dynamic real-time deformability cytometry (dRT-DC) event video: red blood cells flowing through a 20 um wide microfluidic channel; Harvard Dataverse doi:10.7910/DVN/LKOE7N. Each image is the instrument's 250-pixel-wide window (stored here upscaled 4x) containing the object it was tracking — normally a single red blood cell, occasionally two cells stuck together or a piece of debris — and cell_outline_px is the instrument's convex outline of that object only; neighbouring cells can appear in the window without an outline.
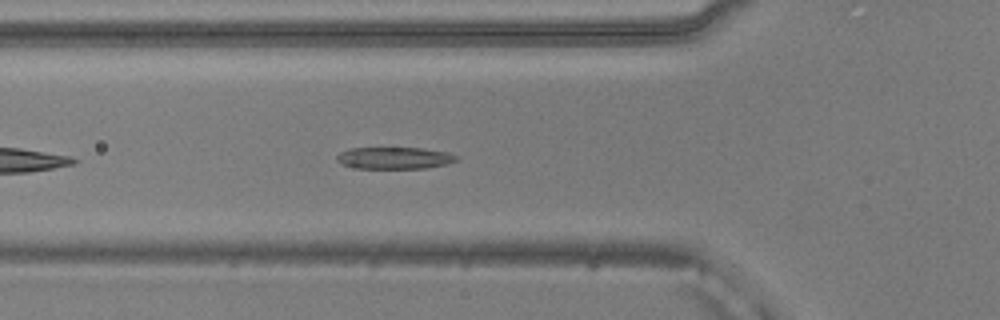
{"species": "common noctule bat (a hibernating species)", "species_latin": "Nyctalus noctula", "temperature_condition": "warm", "stored_images_in_passage": 12, "camera_frame_rate_fps": 3000, "um_per_image_px": 0.085, "animal": {"sex": "male", "body_mass_g": 20.5, "forearm_length_mm": 52.5}, "frame": {"image": 1, "passage_image": 7, "time_ms": 2.0, "image_size_px": [1000, 320], "cell_outline_px": [[460, 156], [456, 160], [448, 164], [428, 168], [352, 168], [336, 160], [336, 156], [340, 152], [348, 148], [424, 148], [448, 152]], "centroid_in_image_um": [33.55, 13.42], "position_along_channel_um": 92.2, "area_um2": 15.37}}